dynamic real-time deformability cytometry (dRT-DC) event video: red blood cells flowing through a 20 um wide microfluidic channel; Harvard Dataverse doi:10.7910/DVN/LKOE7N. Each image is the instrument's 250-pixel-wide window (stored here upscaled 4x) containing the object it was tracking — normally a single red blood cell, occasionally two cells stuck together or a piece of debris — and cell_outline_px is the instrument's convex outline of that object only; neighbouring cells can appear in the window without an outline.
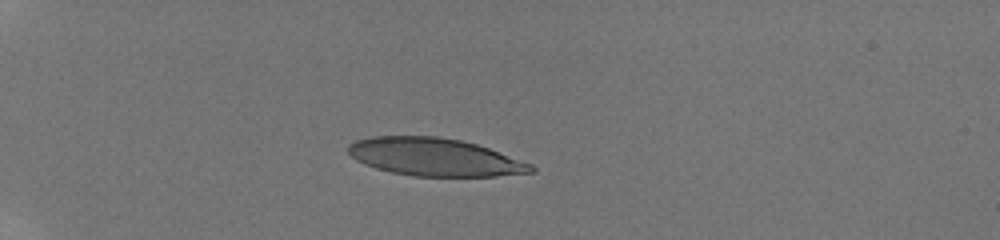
{"species": "human", "species_latin": "Homo sapiens", "temperature_condition": "room temperature", "stored_images_in_passage": 26, "camera_frame_rate_fps": 3000, "um_per_image_px": 0.085, "donor": {"sex": "male"}, "frame": {"image": 1, "passage_image": 1, "time_ms": 0.0, "image_size_px": [1000, 240], "cell_outline_px": [[536, 172], [496, 176], [412, 176], [392, 172], [376, 168], [364, 164], [356, 160], [348, 152], [348, 144], [356, 140], [372, 136], [436, 136], [460, 140], [476, 144], [488, 148], [532, 164], [536, 168]], "centroid_in_image_um": [36.94, 13.35], "position_along_channel_um": 48.1, "area_um2": 40.23}}
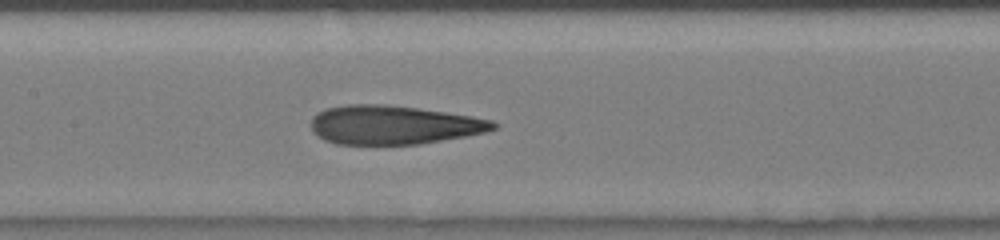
{"frame": {"image": 2, "passage_image": 10, "time_ms": 4.333, "image_size_px": [1000, 240], "cell_outline_px": [[500, 124], [496, 128], [484, 132], [464, 136], [420, 144], [336, 144], [324, 140], [312, 132], [312, 116], [316, 112], [324, 108], [348, 104], [384, 104], [416, 108], [472, 116], [492, 120]], "centroid_in_image_um": [33.41, 10.61], "position_along_channel_um": 174.0, "area_um2": 41.27}}
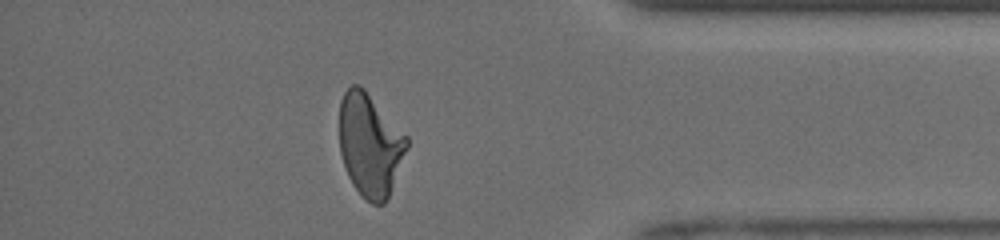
{"frame": {"image": 3, "passage_image": 23, "time_ms": 10.333, "image_size_px": [1000, 240], "cell_outline_px": [[408, 148], [388, 196], [384, 204], [372, 204], [352, 184], [348, 176], [340, 152], [340, 100], [344, 92], [352, 84], [360, 84], [364, 88], [408, 136]], "centroid_in_image_um": [31.45, 12.28], "position_along_channel_um": 403.7, "area_um2": 40.23}, "authors_computed_cell_mechanics": {"area_um2": 40.7201, "velocity_mm_per_s": 4.1217, "shape_relaxation_time_tau1_ms": 6.1627, "shape_relaxation_time_tau2_ms": 1.4473, "deformation_change_tau1": 0.2463, "deformation_change_tau2": 0.1087}}